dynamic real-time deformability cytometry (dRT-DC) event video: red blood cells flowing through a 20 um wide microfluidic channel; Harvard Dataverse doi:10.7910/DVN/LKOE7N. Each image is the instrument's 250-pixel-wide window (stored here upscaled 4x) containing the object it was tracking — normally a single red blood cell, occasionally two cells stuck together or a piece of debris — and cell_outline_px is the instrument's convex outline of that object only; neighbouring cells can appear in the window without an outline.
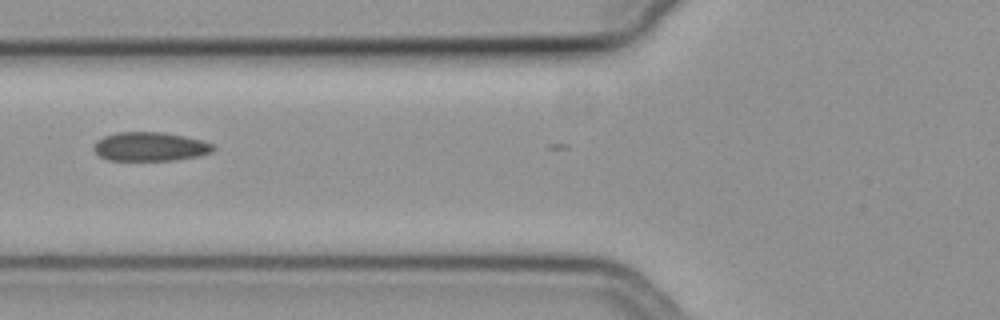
{"species": "common noctule bat (a hibernating species)", "species_latin": "Nyctalus noctula", "temperature_condition": "cold", "stored_images_in_passage": 8, "camera_frame_rate_fps": 3000, "um_per_image_px": 0.085, "animal": {"sex": "female", "body_mass_g": 19.3, "forearm_length_mm": 54.1}, "frame": {"image": 1, "passage_image": 3, "time_ms": 0.667, "image_size_px": [1000, 320], "cell_outline_px": [[216, 148], [212, 152], [200, 156], [176, 160], [108, 160], [100, 156], [92, 148], [96, 140], [104, 136], [116, 132], [164, 132], [184, 136], [200, 140], [212, 144]], "centroid_in_image_um": [12.75, 12.46], "position_along_channel_um": 113.0, "area_um2": 20.23}}
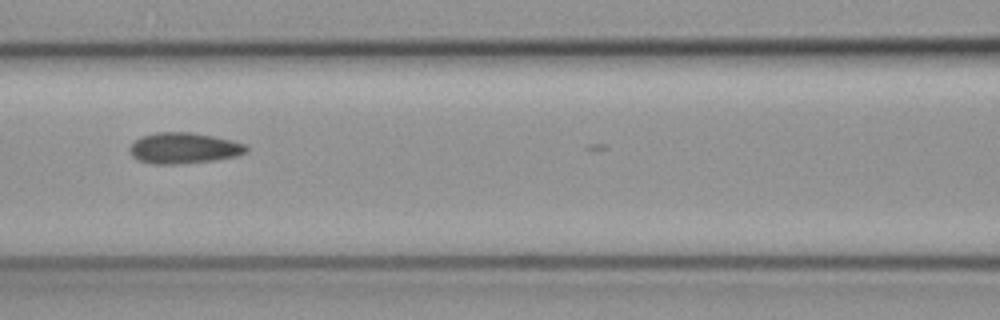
{"frame": {"image": 2, "passage_image": 6, "time_ms": 1.667, "image_size_px": [1000, 320], "cell_outline_px": [[248, 152], [236, 156], [212, 160], [180, 164], [152, 164], [136, 160], [132, 156], [128, 148], [140, 136], [156, 132], [192, 132], [232, 140], [248, 144]], "centroid_in_image_um": [15.62, 12.59], "position_along_channel_um": 151.0, "area_um2": 21.21}}